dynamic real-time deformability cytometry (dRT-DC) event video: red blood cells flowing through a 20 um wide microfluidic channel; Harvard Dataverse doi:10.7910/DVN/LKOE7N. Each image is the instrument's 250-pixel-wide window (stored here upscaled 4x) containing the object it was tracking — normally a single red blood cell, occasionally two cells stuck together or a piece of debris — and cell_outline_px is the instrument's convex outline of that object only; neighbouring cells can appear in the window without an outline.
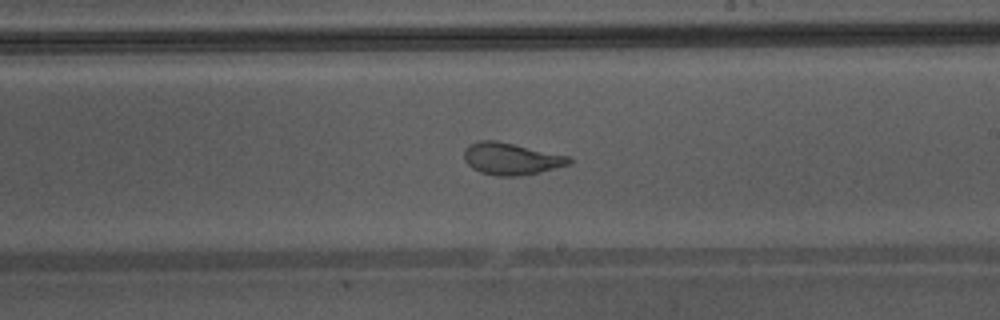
{"species": "Egyptian fruit bat (a non-hibernating species)", "species_latin": "Rousettus aegyptiacus", "temperature_condition": "warm", "stored_images_in_passage": 32, "camera_frame_rate_fps": 3000, "um_per_image_px": 0.085, "animal": {"sex": "male"}, "frame": {"image": 1, "passage_image": 14, "time_ms": 4.333, "image_size_px": [1000, 320], "cell_outline_px": [[572, 160], [568, 164], [540, 172], [520, 176], [496, 176], [480, 172], [472, 168], [464, 160], [464, 148], [468, 144], [480, 140], [496, 140], [568, 156]], "centroid_in_image_um": [43.38, 13.49], "position_along_channel_um": 245.6, "area_um2": 19.48}, "authors_computed_cell_mechanics": {"area_um2": 20.6924, "velocity_mm_per_s": 4.3492, "shape_relaxation_time_tau1_ms": 7.8269, "shape_relaxation_time_tau2_ms": 0.8512, "deformation_change_tau1": 0.207, "deformation_change_tau2": 0.0818}}